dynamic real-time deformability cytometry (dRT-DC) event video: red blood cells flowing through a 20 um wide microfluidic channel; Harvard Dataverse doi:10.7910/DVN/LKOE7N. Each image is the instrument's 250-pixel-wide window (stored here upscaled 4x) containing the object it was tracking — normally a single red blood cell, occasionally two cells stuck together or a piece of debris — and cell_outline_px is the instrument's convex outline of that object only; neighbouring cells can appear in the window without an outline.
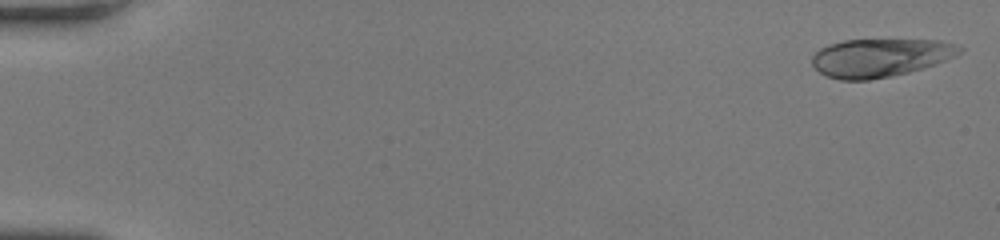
{"species": "human", "species_latin": "Homo sapiens", "temperature_condition": "room temperature", "stored_images_in_passage": 49, "camera_frame_rate_fps": 3000, "um_per_image_px": 0.085, "donor": {"sex": "female"}, "frame": {"image": 1, "passage_image": 1, "time_ms": 0.0, "image_size_px": [1000, 240], "cell_outline_px": [[964, 48], [956, 56], [936, 64], [924, 68], [892, 76], [868, 80], [840, 80], [824, 76], [812, 64], [812, 56], [820, 48], [828, 44], [844, 40], [940, 40]], "centroid_in_image_um": [74.8, 4.91], "position_along_channel_um": 10.2, "area_um2": 32.95}}
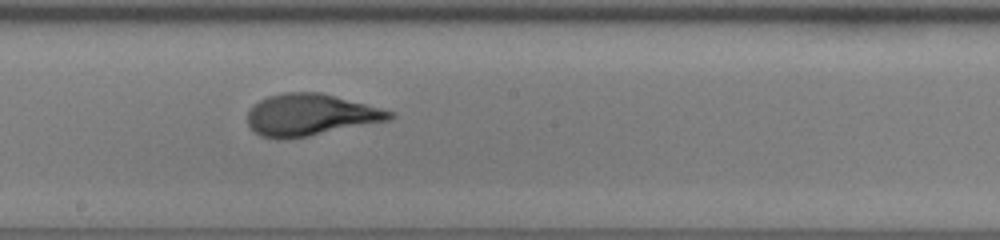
{"frame": {"image": 2, "passage_image": 28, "time_ms": 9.0, "image_size_px": [1000, 240], "cell_outline_px": [[396, 116], [392, 120], [308, 136], [284, 140], [276, 140], [260, 136], [248, 124], [248, 112], [260, 100], [268, 96], [284, 92], [320, 92], [396, 112]], "centroid_in_image_um": [26.42, 9.78], "position_along_channel_um": 221.8, "area_um2": 34.68}}
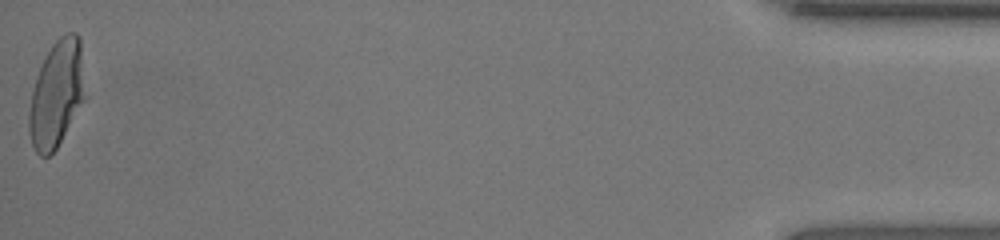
{"frame": {"image": 3, "passage_image": 49, "time_ms": 16.0, "image_size_px": [1000, 240], "cell_outline_px": [[88, 96], [56, 148], [48, 156], [40, 156], [36, 152], [32, 144], [28, 132], [28, 116], [32, 88], [36, 76], [52, 44], [60, 36], [68, 32], [76, 32], [80, 40]], "centroid_in_image_um": [4.84, 7.98], "position_along_channel_um": 430.4, "area_um2": 35.37}, "authors_computed_cell_mechanics": {"area_um2": 34.4488, "velocity_mm_per_s": 4.2448, "shape_relaxation_time_tau1_ms": 6.051, "shape_relaxation_time_tau2_ms": null, "deformation_change_tau1": 0.2671, "deformation_change_tau2": null}}